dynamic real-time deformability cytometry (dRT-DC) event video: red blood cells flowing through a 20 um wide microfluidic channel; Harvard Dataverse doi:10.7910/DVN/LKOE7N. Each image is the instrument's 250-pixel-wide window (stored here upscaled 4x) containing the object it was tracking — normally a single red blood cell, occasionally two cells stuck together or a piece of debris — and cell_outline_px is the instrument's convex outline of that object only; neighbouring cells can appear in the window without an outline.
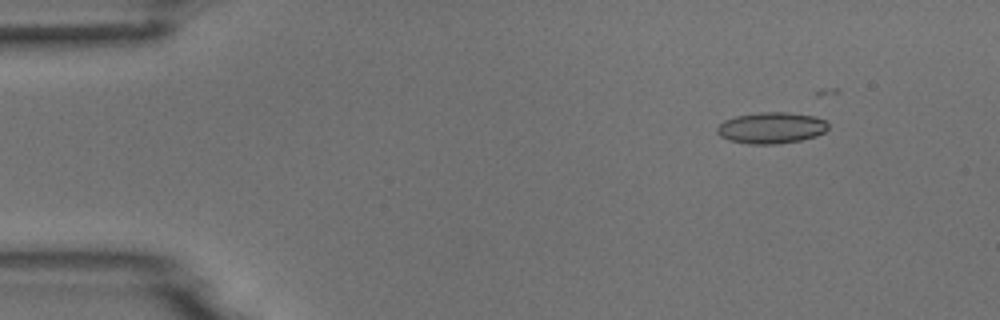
{"species": "common noctule bat (a hibernating species)", "species_latin": "Nyctalus noctula", "temperature_condition": "room temperature", "stored_images_in_passage": 6, "camera_frame_rate_fps": 3000, "um_per_image_px": 0.085, "animal": {"sex": "male", "body_mass_g": 18.8}, "frame": {"image": 1, "passage_image": 2, "time_ms": 0.333, "image_size_px": [1000, 320], "cell_outline_px": [[828, 128], [824, 132], [816, 136], [800, 140], [776, 144], [748, 144], [728, 140], [720, 136], [716, 132], [716, 128], [724, 120], [736, 116], [760, 112], [788, 112], [812, 116], [824, 120], [828, 124]], "centroid_in_image_um": [65.53, 10.87], "position_along_channel_um": 19.5, "area_um2": 20.23}}
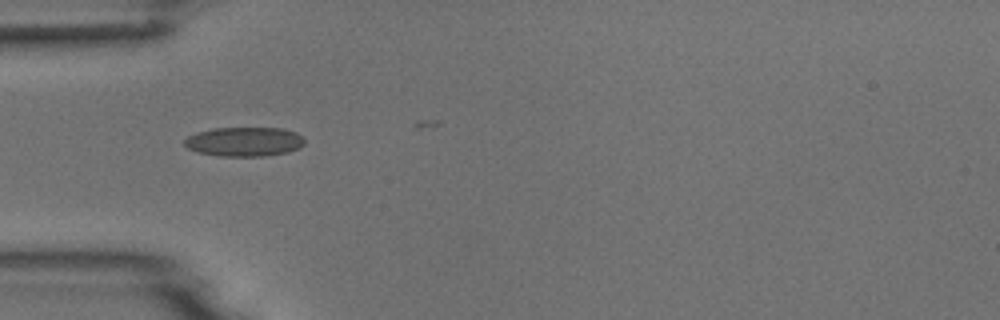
{"frame": {"image": 2, "passage_image": 5, "time_ms": 1.333, "image_size_px": [1000, 320], "cell_outline_px": [[304, 144], [300, 148], [288, 152], [264, 156], [216, 156], [200, 152], [188, 148], [184, 144], [184, 140], [188, 136], [196, 132], [212, 128], [284, 128], [296, 132], [304, 136]], "centroid_in_image_um": [20.8, 12.03], "position_along_channel_um": 64.2, "area_um2": 20.69}}